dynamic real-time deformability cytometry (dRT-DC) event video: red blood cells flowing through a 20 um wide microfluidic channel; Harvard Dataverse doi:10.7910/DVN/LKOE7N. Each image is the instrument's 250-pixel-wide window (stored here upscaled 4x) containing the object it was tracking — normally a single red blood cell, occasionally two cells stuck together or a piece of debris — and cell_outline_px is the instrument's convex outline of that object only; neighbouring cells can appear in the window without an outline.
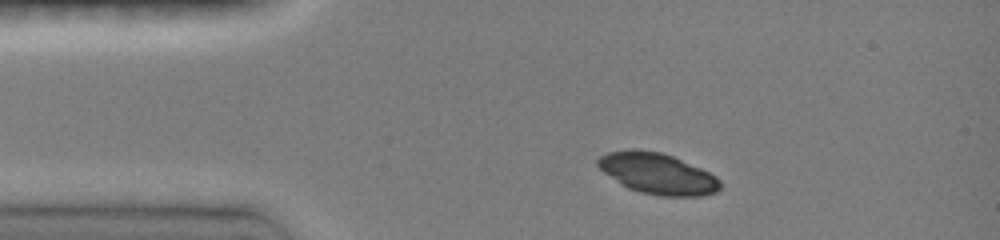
{"species": "common noctule bat (a hibernating species)", "species_latin": "Nyctalus noctula", "temperature_condition": "room temperature", "stored_images_in_passage": 7, "camera_frame_rate_fps": 3000, "um_per_image_px": 0.085, "animal": {"sex": "female", "body_mass_g": 19.0, "forearm_length_mm": 51.5}, "frame": {"image": 1, "passage_image": 1, "time_ms": 0.0, "image_size_px": [1000, 240], "cell_outline_px": [[720, 188], [716, 192], [700, 196], [660, 196], [640, 192], [628, 188], [604, 172], [596, 164], [596, 160], [600, 156], [608, 152], [632, 148], [660, 152], [672, 156], [700, 168], [716, 176], [720, 180]], "centroid_in_image_um": [55.88, 14.75], "position_along_channel_um": 29.1, "area_um2": 29.02}}